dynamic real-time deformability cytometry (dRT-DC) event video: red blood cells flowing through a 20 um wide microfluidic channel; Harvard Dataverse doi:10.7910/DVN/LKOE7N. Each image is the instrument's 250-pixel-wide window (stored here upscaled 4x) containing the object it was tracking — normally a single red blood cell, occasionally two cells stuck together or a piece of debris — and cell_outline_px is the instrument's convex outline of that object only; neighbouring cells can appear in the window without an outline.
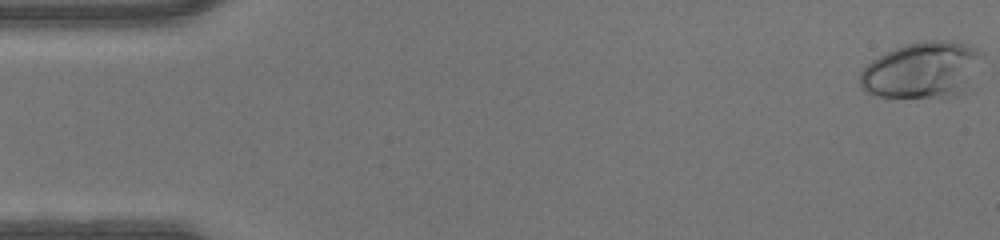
{"species": "human", "species_latin": "Homo sapiens", "temperature_condition": "warm", "stored_images_in_passage": 48, "camera_frame_rate_fps": 3000, "um_per_image_px": 0.085, "donor": {"sex": "male"}, "frame": {"image": 1, "passage_image": 1, "time_ms": 0.0, "image_size_px": [1000, 240], "cell_outline_px": [[980, 52], [976, 88], [972, 92], [956, 96], [880, 96], [868, 92], [860, 84], [860, 72], [872, 60], [884, 52], [904, 44], [924, 40], [952, 40], [976, 48]], "centroid_in_image_um": [78.49, 5.96], "position_along_channel_um": 6.5, "area_um2": 40.69}}
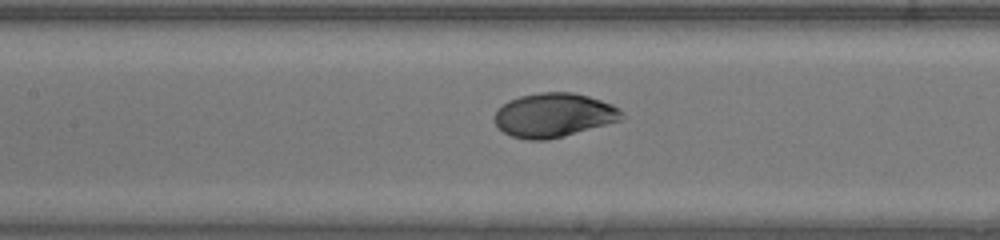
{"frame": {"image": 2, "passage_image": 22, "time_ms": 7.0, "image_size_px": [1000, 240], "cell_outline_px": [[624, 116], [620, 120], [564, 136], [548, 140], [528, 140], [512, 136], [504, 132], [496, 124], [496, 112], [508, 100], [520, 96], [540, 92], [572, 92], [588, 96], [612, 104], [620, 108], [624, 112]], "centroid_in_image_um": [47.1, 9.78], "position_along_channel_um": 160.3, "area_um2": 32.43}}
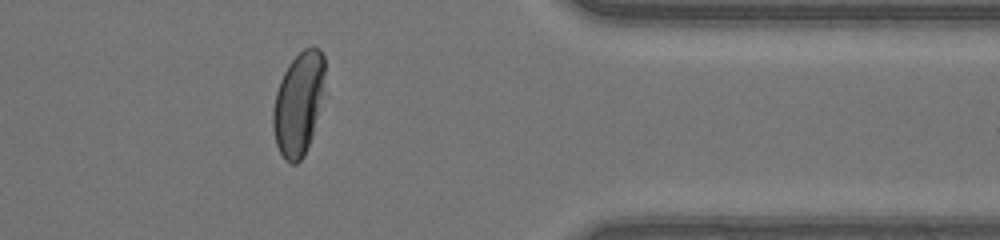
{"frame": {"image": 3, "passage_image": 39, "time_ms": 12.667, "image_size_px": [1000, 240], "cell_outline_px": [[324, 72], [316, 116], [312, 136], [304, 156], [296, 164], [292, 164], [284, 160], [276, 144], [272, 128], [272, 112], [276, 92], [280, 80], [288, 64], [304, 48], [312, 44], [320, 48], [324, 56]], "centroid_in_image_um": [25.32, 8.8], "position_along_channel_um": 386.1, "area_um2": 30.69}}